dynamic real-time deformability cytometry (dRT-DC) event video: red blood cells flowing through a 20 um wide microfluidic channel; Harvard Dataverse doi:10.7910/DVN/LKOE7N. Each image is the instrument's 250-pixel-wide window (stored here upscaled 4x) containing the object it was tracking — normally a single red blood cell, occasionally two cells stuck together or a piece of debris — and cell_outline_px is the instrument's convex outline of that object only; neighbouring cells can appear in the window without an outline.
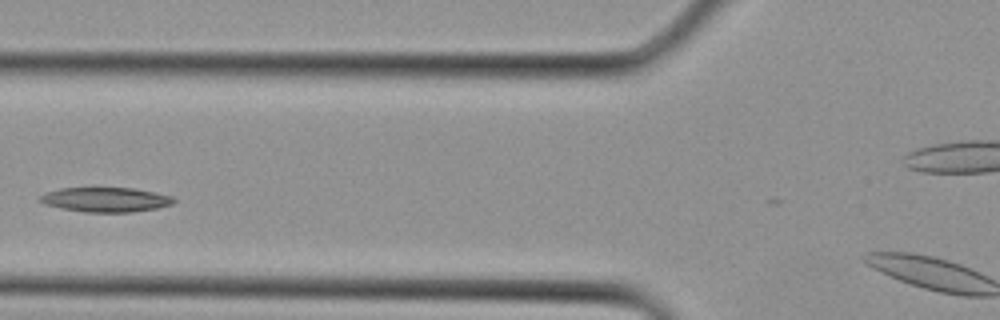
{"species": "Egyptian fruit bat (a non-hibernating species)", "species_latin": "Rousettus aegyptiacus", "temperature_condition": "cold", "stored_images_in_passage": 5, "camera_frame_rate_fps": 3000, "um_per_image_px": 0.085, "animal": {"sex": "female"}, "frame": {"image": 1, "passage_image": 4, "time_ms": 1.0, "image_size_px": [1000, 320], "cell_outline_px": [[176, 200], [172, 204], [156, 208], [132, 212], [84, 212], [60, 208], [44, 204], [36, 200], [44, 192], [60, 188], [132, 188], [172, 196]], "centroid_in_image_um": [8.91, 16.97], "position_along_channel_um": 116.9, "area_um2": 19.19}}